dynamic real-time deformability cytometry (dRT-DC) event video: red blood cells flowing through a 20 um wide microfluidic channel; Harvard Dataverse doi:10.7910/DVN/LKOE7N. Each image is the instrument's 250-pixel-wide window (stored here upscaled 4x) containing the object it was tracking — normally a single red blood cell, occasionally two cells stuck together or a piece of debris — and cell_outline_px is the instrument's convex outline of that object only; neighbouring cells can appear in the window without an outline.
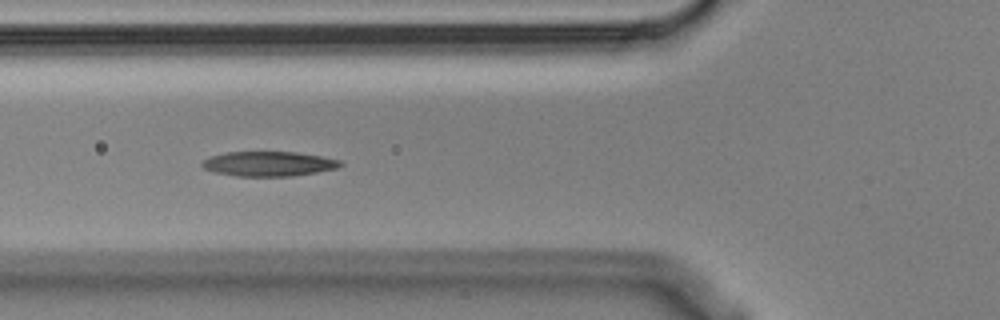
{"species": "Egyptian fruit bat (a non-hibernating species)", "species_latin": "Rousettus aegyptiacus", "temperature_condition": "cold", "stored_images_in_passage": 9, "camera_frame_rate_fps": 3000, "um_per_image_px": 0.085, "animal": {"sex": "male"}, "frame": {"image": 1, "passage_image": 6, "time_ms": 1.667, "image_size_px": [1000, 320], "cell_outline_px": [[344, 164], [336, 168], [316, 172], [292, 176], [236, 176], [216, 172], [204, 168], [200, 164], [204, 160], [212, 156], [228, 152], [296, 152], [320, 156], [340, 160]], "centroid_in_image_um": [22.85, 13.92], "position_along_channel_um": 103.0, "area_um2": 19.71}}
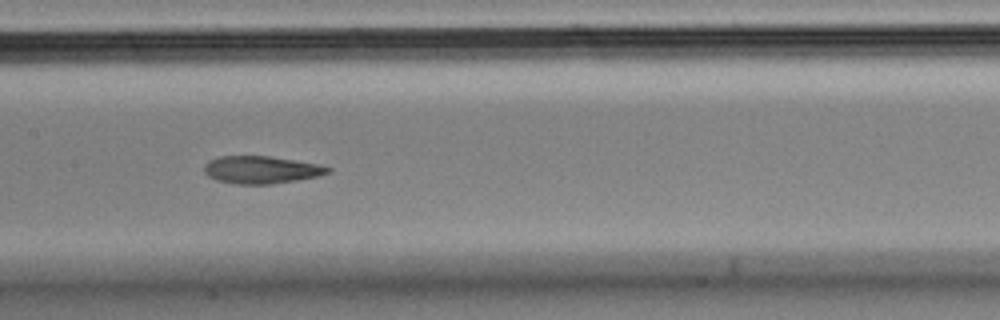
{"frame": {"image": 2, "passage_image": 8, "time_ms": 2.333, "image_size_px": [1000, 320], "cell_outline_px": [[332, 172], [320, 176], [272, 184], [236, 184], [216, 180], [208, 176], [204, 172], [204, 164], [220, 156], [268, 156], [320, 164], [332, 168]], "centroid_in_image_um": [22.24, 14.44], "position_along_channel_um": 185.2, "area_um2": 19.88}}
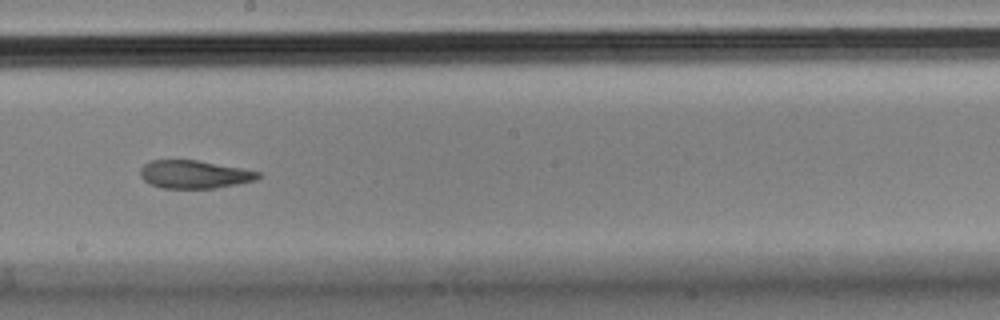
{"frame": {"image": 3, "passage_image": 9, "time_ms": 2.667, "image_size_px": [1000, 320], "cell_outline_px": [[260, 176], [256, 180], [216, 188], [160, 188], [144, 180], [140, 176], [140, 168], [144, 164], [152, 160], [196, 160], [240, 168], [260, 172]], "centroid_in_image_um": [16.49, 14.82], "position_along_channel_um": 231.7, "area_um2": 19.07}}